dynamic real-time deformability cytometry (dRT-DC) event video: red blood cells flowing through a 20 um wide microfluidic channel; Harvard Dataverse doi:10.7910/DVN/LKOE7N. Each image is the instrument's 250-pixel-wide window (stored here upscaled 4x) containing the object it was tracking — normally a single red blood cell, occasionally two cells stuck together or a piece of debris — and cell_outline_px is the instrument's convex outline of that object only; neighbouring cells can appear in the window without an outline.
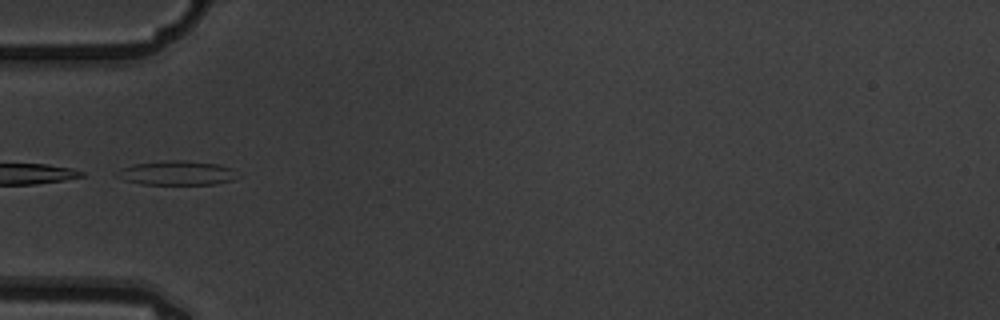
{"species": "common noctule bat (a hibernating species)", "species_latin": "Nyctalus noctula", "temperature_condition": "warm", "stored_images_in_passage": 9, "camera_frame_rate_fps": 3000, "um_per_image_px": 0.085, "animal": {"sex": "male", "body_mass_g": 19.5, "forearm_length_mm": 54.6}, "frame": {"image": 1, "passage_image": 6, "time_ms": 1.667, "image_size_px": [1000, 320], "cell_outline_px": [[244, 176], [232, 180], [216, 184], [140, 184], [124, 180], [116, 176], [112, 172], [120, 168], [136, 164], [168, 160], [184, 160], [220, 164], [232, 168]], "centroid_in_image_um": [15.08, 14.7], "position_along_channel_um": 69.9, "area_um2": 17.46}}
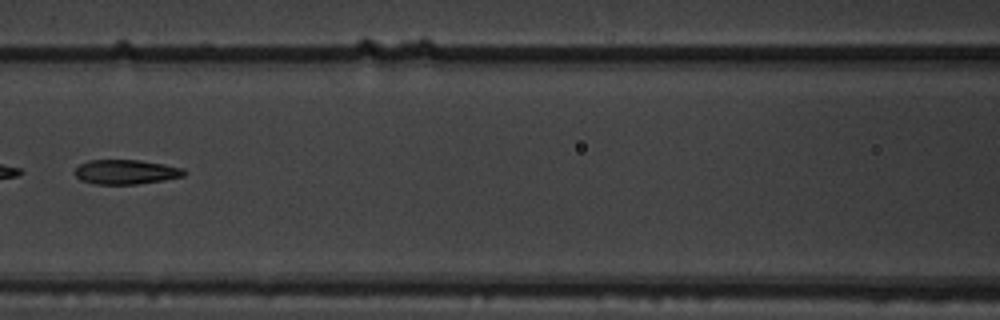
{"frame": {"image": 2, "passage_image": 8, "time_ms": 2.333, "image_size_px": [1000, 320], "cell_outline_px": [[188, 172], [184, 176], [164, 180], [136, 184], [96, 184], [80, 180], [72, 172], [80, 164], [88, 160], [140, 160], [164, 164], [184, 168]], "centroid_in_image_um": [10.71, 14.61], "position_along_channel_um": 155.9, "area_um2": 15.78}}
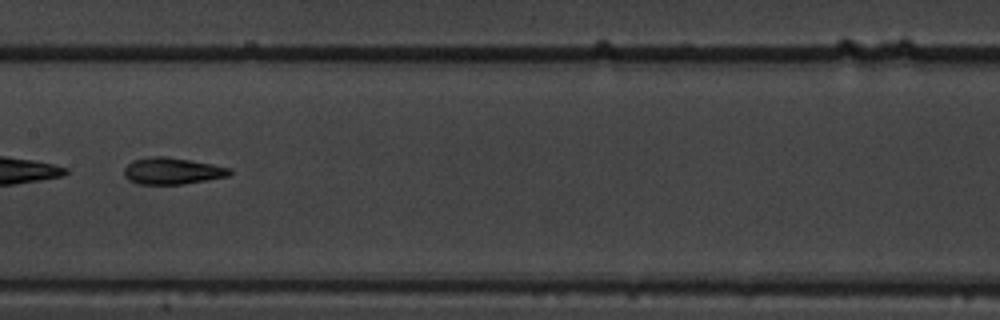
{"frame": {"image": 3, "passage_image": 9, "time_ms": 2.667, "image_size_px": [1000, 320], "cell_outline_px": [[232, 172], [228, 176], [208, 180], [180, 184], [136, 184], [128, 180], [124, 176], [124, 168], [132, 160], [148, 156], [168, 156], [212, 164], [232, 168]], "centroid_in_image_um": [14.61, 14.52], "position_along_channel_um": 192.8, "area_um2": 16.59}}